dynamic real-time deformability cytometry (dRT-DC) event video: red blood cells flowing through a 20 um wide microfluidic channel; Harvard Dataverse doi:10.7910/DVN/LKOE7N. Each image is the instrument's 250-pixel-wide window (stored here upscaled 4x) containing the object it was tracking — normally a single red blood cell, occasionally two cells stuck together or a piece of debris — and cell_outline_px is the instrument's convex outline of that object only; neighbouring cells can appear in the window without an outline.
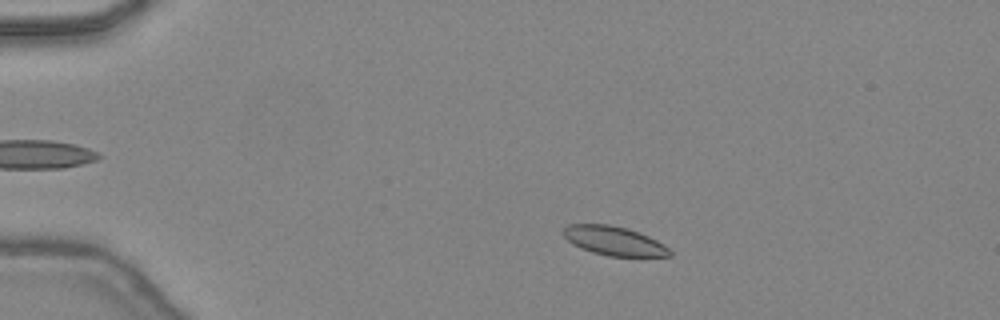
{"species": "common noctule bat (a hibernating species)", "species_latin": "Nyctalus noctula", "temperature_condition": "warm", "stored_images_in_passage": 44, "camera_frame_rate_fps": 3000, "um_per_image_px": 0.085, "animal": {"sex": "female", "body_mass_g": 24.6, "forearm_length_mm": 56.2}, "frame": {"image": 1, "passage_image": 7, "time_ms": 2.0, "image_size_px": [1000, 320], "cell_outline_px": [[672, 256], [608, 256], [592, 252], [580, 248], [572, 244], [560, 232], [568, 224], [608, 224], [628, 228], [640, 232], [664, 244], [672, 252]], "centroid_in_image_um": [52.17, 20.46], "position_along_channel_um": 32.8, "area_um2": 18.15}}
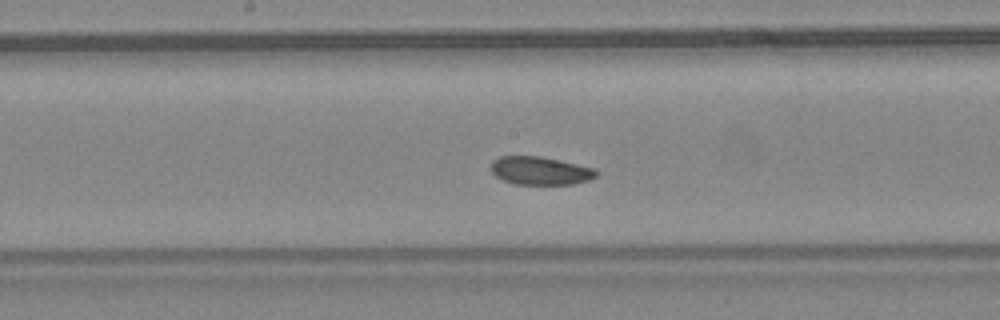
{"frame": {"image": 2, "passage_image": 23, "time_ms": 7.333, "image_size_px": [1000, 320], "cell_outline_px": [[600, 172], [596, 176], [588, 180], [572, 184], [516, 184], [504, 180], [496, 176], [488, 168], [492, 160], [500, 156], [540, 156], [560, 160], [596, 168]], "centroid_in_image_um": [45.92, 14.5], "position_along_channel_um": 202.3, "area_um2": 17.46}}
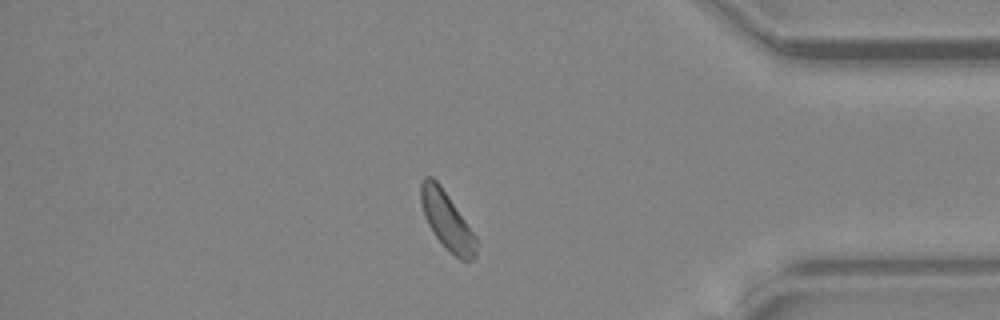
{"frame": {"image": 3, "passage_image": 38, "time_ms": 12.333, "image_size_px": [1000, 320], "cell_outline_px": [[476, 256], [472, 260], [460, 260], [444, 248], [432, 232], [424, 216], [420, 200], [420, 184], [424, 176], [432, 176], [440, 184], [476, 236]], "centroid_in_image_um": [37.96, 18.75], "position_along_channel_um": 397.2, "area_um2": 18.73}, "authors_computed_cell_mechanics": {"area_um2": 18.3804, "velocity_mm_per_s": 4.4317, "shape_relaxation_time_tau1_ms": 2.6402, "shape_relaxation_time_tau2_ms": 5.6726, "deformation_change_tau1": 0.0407, "deformation_change_tau2": 0.1137}}